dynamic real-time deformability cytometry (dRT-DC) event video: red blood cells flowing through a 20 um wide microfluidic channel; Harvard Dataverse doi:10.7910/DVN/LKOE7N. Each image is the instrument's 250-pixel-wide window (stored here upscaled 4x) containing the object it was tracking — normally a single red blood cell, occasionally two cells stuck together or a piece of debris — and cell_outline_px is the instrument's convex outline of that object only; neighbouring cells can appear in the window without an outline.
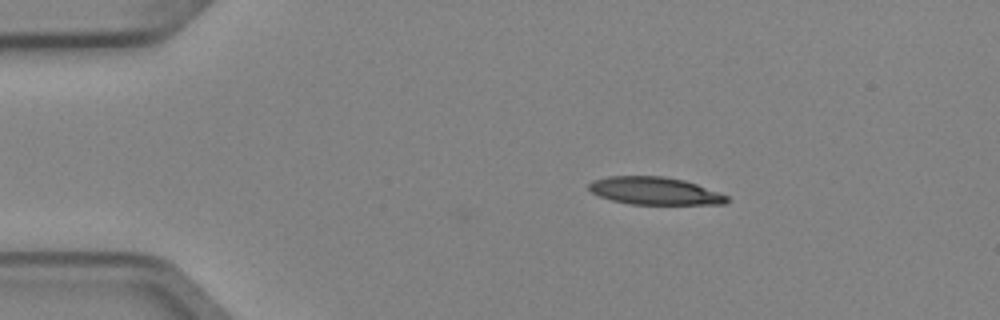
{"species": "Egyptian fruit bat (a non-hibernating species)", "species_latin": "Rousettus aegyptiacus", "temperature_condition": "cold", "stored_images_in_passage": 8, "camera_frame_rate_fps": 3000, "um_per_image_px": 0.085, "animal": {"sex": "female"}, "frame": {"image": 1, "passage_image": 3, "time_ms": 0.667, "image_size_px": [1000, 320], "cell_outline_px": [[728, 200], [724, 204], [632, 204], [612, 200], [600, 196], [592, 192], [588, 188], [588, 184], [592, 180], [608, 176], [664, 176], [684, 180], [720, 192], [728, 196]], "centroid_in_image_um": [55.65, 16.22], "position_along_channel_um": 29.4, "area_um2": 22.14}}
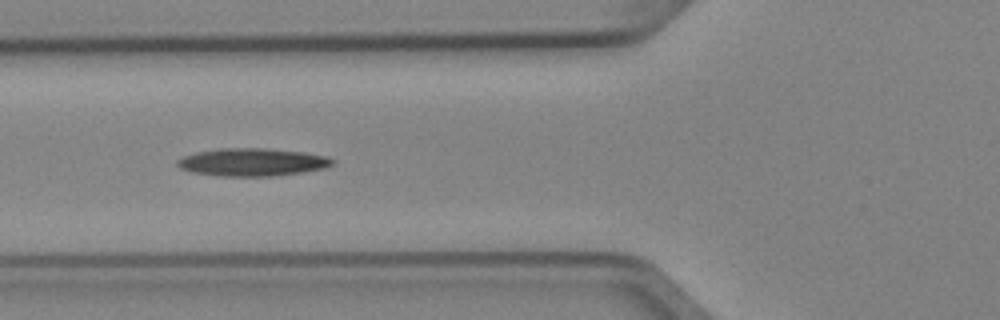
{"frame": {"image": 2, "passage_image": 6, "time_ms": 1.667, "image_size_px": [1000, 320], "cell_outline_px": [[336, 160], [332, 164], [324, 168], [276, 176], [220, 176], [192, 172], [180, 168], [176, 164], [176, 160], [184, 156], [196, 152], [220, 148], [264, 148], [304, 152], [328, 156]], "centroid_in_image_um": [21.44, 13.78], "position_along_channel_um": 104.4, "area_um2": 25.14}}
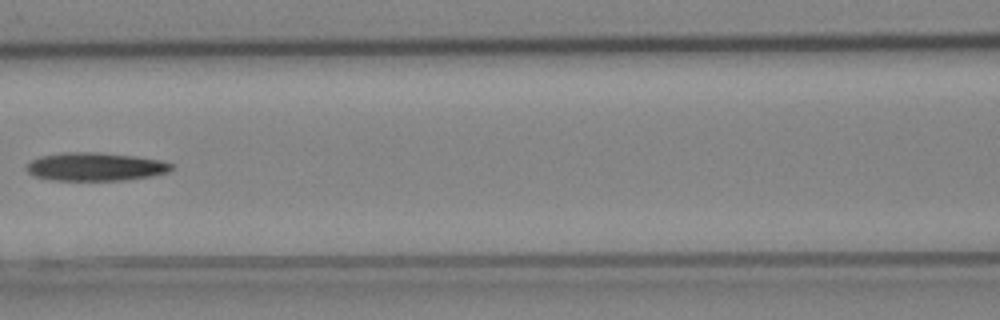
{"frame": {"image": 3, "passage_image": 7, "time_ms": 2.0, "image_size_px": [1000, 320], "cell_outline_px": [[172, 168], [168, 172], [152, 176], [124, 180], [52, 180], [32, 176], [24, 168], [32, 160], [40, 156], [64, 152], [96, 152], [136, 156], [160, 160], [172, 164]], "centroid_in_image_um": [8.07, 14.17], "position_along_channel_um": 158.5, "area_um2": 23.93}}